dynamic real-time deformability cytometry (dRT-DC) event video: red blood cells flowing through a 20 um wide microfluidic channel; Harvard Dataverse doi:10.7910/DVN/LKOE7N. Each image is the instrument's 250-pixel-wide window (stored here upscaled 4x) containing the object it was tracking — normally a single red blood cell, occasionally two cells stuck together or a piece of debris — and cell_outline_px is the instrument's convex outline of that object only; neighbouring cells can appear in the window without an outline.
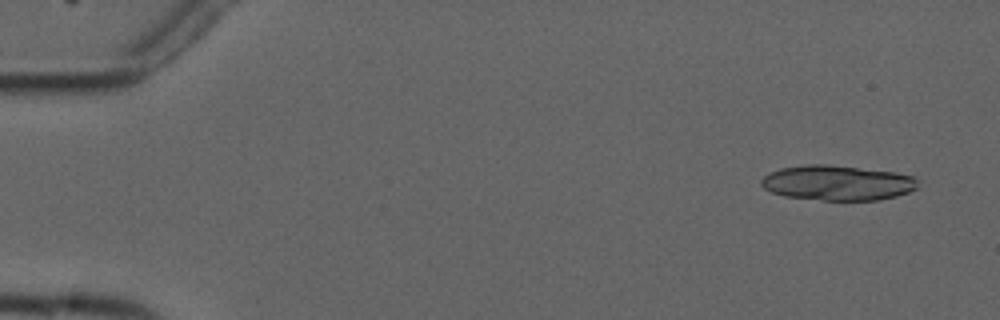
{"species": "common noctule bat (a hibernating species)", "species_latin": "Nyctalus noctula", "temperature_condition": "cold", "stored_images_in_passage": 5, "camera_frame_rate_fps": 3000, "um_per_image_px": 0.085, "animal": {"sex": "male", "forearm_length_mm": 52.5}, "frame": {"image": 1, "passage_image": 1, "time_ms": 0.0, "image_size_px": [1000, 320], "cell_outline_px": [[916, 188], [908, 192], [896, 196], [880, 200], [824, 200], [784, 196], [772, 192], [764, 188], [760, 184], [760, 180], [764, 176], [780, 168], [808, 164], [828, 164], [896, 172], [912, 176], [916, 180]], "centroid_in_image_um": [71.16, 15.54], "position_along_channel_um": 13.8, "area_um2": 31.91}}